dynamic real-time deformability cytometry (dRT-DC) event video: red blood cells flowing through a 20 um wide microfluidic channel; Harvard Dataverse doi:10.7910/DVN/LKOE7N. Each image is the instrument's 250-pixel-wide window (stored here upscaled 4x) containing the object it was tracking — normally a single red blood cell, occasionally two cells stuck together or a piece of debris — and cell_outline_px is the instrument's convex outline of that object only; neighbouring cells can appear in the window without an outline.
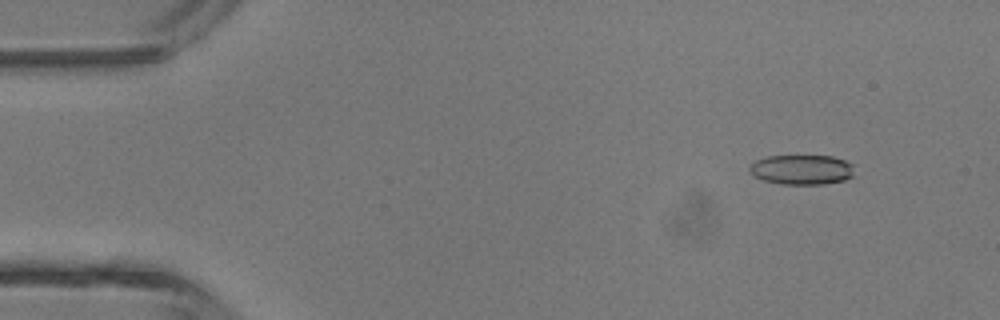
{"species": "common noctule bat (a hibernating species)", "species_latin": "Nyctalus noctula", "temperature_condition": "room temperature", "stored_images_in_passage": 6, "camera_frame_rate_fps": 3000, "um_per_image_px": 0.085, "animal": {"sex": "male", "body_mass_g": 13.3}, "frame": {"image": 1, "passage_image": 2, "time_ms": 1.333, "image_size_px": [1000, 320], "cell_outline_px": [[852, 176], [844, 180], [824, 184], [780, 184], [764, 180], [752, 176], [748, 168], [756, 160], [768, 156], [832, 156], [844, 160], [852, 164]], "centroid_in_image_um": [68.12, 14.42], "position_along_channel_um": 16.9, "area_um2": 18.15}}
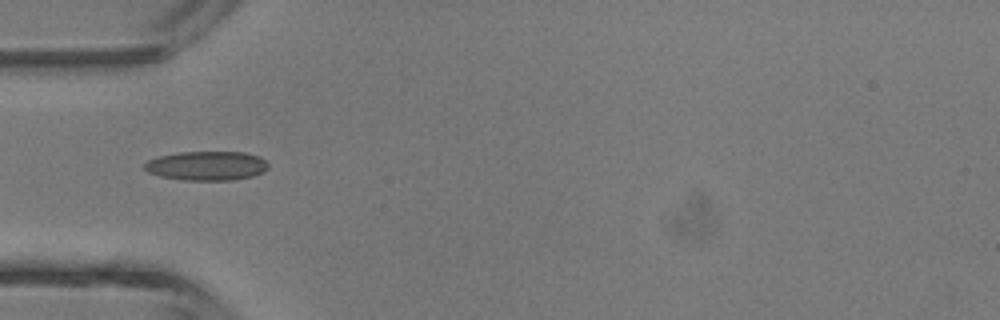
{"frame": {"image": 2, "passage_image": 5, "time_ms": 4.667, "image_size_px": [1000, 320], "cell_outline_px": [[268, 168], [264, 172], [252, 176], [232, 180], [184, 180], [160, 176], [148, 172], [144, 168], [144, 164], [148, 160], [160, 156], [180, 152], [244, 152], [260, 156], [268, 164]], "centroid_in_image_um": [17.59, 14.09], "position_along_channel_um": 67.4, "area_um2": 21.04}}
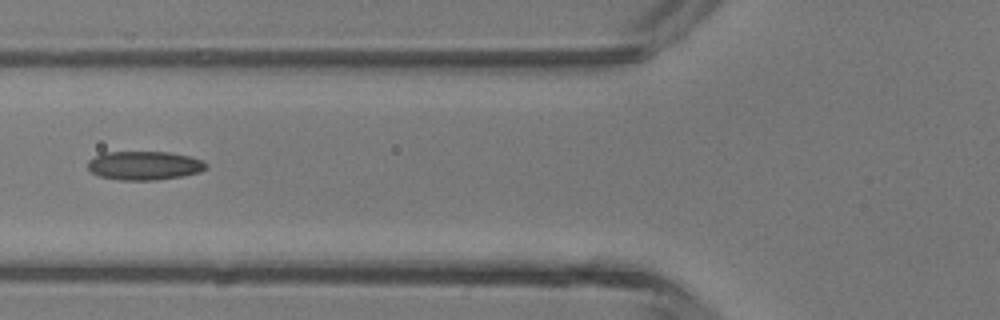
{"frame": {"image": 3, "passage_image": 6, "time_ms": 5.667, "image_size_px": [1000, 320], "cell_outline_px": [[208, 168], [200, 172], [180, 176], [156, 180], [120, 180], [100, 176], [92, 172], [88, 168], [88, 160], [104, 152], [168, 152], [188, 156], [204, 160], [208, 164]], "centroid_in_image_um": [12.3, 14.07], "position_along_channel_um": 113.5, "area_um2": 19.83}}